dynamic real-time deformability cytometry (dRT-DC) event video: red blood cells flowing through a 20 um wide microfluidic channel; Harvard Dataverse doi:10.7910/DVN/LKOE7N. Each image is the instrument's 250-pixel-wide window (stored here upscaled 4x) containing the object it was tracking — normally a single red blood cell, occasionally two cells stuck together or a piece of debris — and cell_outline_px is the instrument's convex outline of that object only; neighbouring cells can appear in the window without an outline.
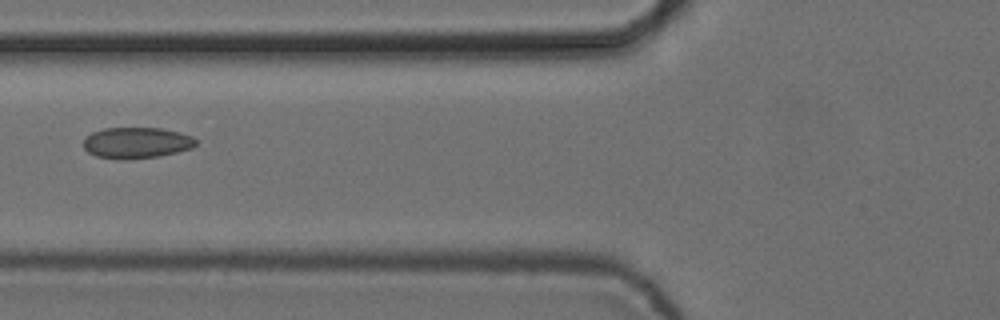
{"species": "common noctule bat (a hibernating species)", "species_latin": "Nyctalus noctula", "temperature_condition": "cold", "stored_images_in_passage": 6, "camera_frame_rate_fps": 3000, "um_per_image_px": 0.085, "animal": {"sex": "female", "body_mass_g": 24.6, "forearm_length_mm": 56.2}, "frame": {"image": 1, "passage_image": 6, "time_ms": 1.667, "image_size_px": [1000, 320], "cell_outline_px": [[196, 144], [192, 148], [160, 156], [128, 160], [116, 160], [96, 156], [88, 152], [84, 148], [84, 136], [92, 132], [104, 128], [160, 128], [180, 132], [192, 136], [196, 140]], "centroid_in_image_um": [11.58, 12.15], "position_along_channel_um": 114.2, "area_um2": 20.63}}